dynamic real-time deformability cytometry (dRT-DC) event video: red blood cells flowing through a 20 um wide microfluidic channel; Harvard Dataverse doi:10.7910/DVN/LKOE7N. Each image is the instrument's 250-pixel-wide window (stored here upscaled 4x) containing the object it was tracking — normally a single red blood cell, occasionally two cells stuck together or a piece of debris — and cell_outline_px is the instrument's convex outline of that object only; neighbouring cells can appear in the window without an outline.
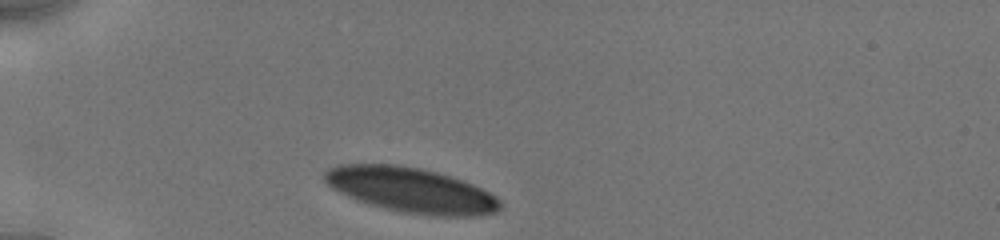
{"species": "human", "species_latin": "Homo sapiens", "temperature_condition": "cold", "stored_images_in_passage": 9, "camera_frame_rate_fps": 3000, "um_per_image_px": 0.085, "donor": {"sex": "male"}, "frame": {"image": 1, "passage_image": 1, "time_ms": 0.0, "image_size_px": [1000, 240], "cell_outline_px": [[504, 208], [496, 212], [484, 216], [432, 216], [404, 212], [384, 208], [368, 204], [356, 200], [332, 188], [324, 180], [324, 172], [328, 168], [340, 164], [396, 164], [420, 168], [436, 172], [472, 184], [496, 196], [504, 204]], "centroid_in_image_um": [34.97, 16.17], "position_along_channel_um": 50.0, "area_um2": 46.18}}
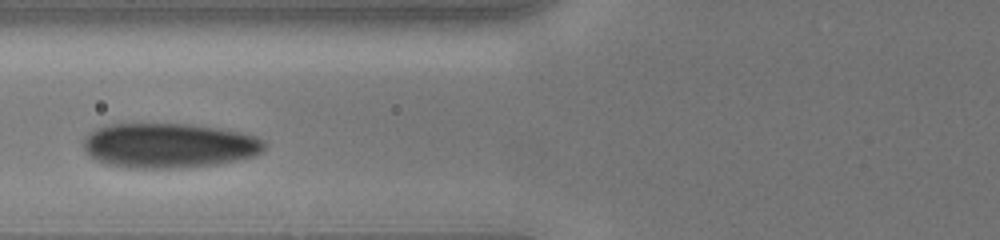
{"frame": {"image": 2, "passage_image": 6, "time_ms": 2.333, "image_size_px": [1000, 240], "cell_outline_px": [[264, 148], [260, 152], [252, 156], [240, 160], [216, 164], [180, 168], [124, 168], [108, 164], [96, 160], [84, 148], [84, 136], [96, 128], [112, 124], [192, 124], [220, 128], [240, 132], [256, 136], [264, 140]], "centroid_in_image_um": [14.36, 12.37], "position_along_channel_um": 111.4, "area_um2": 47.34}}
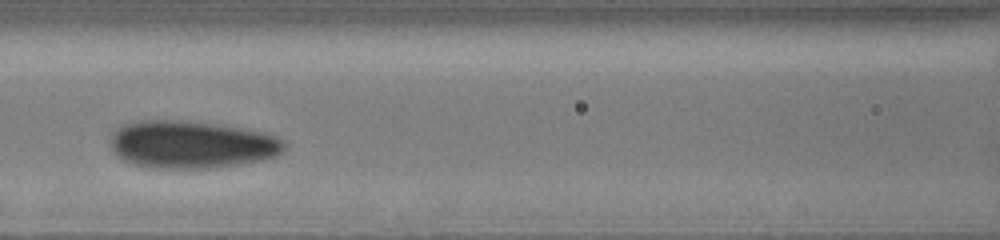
{"frame": {"image": 3, "passage_image": 8, "time_ms": 3.333, "image_size_px": [1000, 240], "cell_outline_px": [[284, 152], [276, 156], [264, 160], [240, 164], [208, 168], [148, 168], [132, 164], [124, 160], [112, 148], [112, 136], [116, 128], [124, 124], [140, 120], [180, 120], [216, 124], [244, 128], [264, 132], [276, 136], [284, 140]], "centroid_in_image_um": [16.32, 12.28], "position_along_channel_um": 150.3, "area_um2": 48.32}}